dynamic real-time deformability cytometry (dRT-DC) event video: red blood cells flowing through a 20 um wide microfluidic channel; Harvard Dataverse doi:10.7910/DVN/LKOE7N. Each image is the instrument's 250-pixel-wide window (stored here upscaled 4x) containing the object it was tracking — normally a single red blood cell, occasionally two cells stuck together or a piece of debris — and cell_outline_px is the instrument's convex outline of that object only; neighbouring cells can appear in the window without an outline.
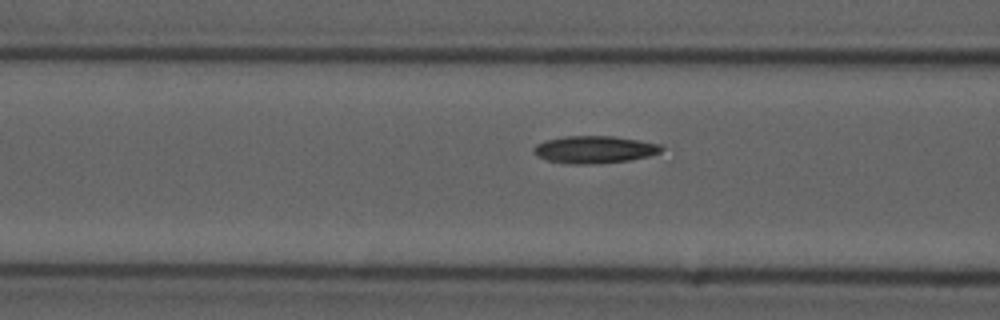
{"species": "common noctule bat (a hibernating species)", "species_latin": "Nyctalus noctula", "temperature_condition": "cold", "stored_images_in_passage": 13, "camera_frame_rate_fps": 3000, "um_per_image_px": 0.085, "animal": {"sex": "male", "forearm_length_mm": 52.5}, "frame": {"image": 1, "passage_image": 11, "time_ms": 3.333, "image_size_px": [1000, 320], "cell_outline_px": [[664, 148], [660, 152], [648, 156], [628, 160], [596, 164], [564, 164], [548, 160], [536, 156], [532, 152], [532, 148], [536, 144], [544, 140], [564, 136], [612, 136], [660, 144]], "centroid_in_image_um": [50.45, 12.71], "position_along_channel_um": 116.1, "area_um2": 20.46}}